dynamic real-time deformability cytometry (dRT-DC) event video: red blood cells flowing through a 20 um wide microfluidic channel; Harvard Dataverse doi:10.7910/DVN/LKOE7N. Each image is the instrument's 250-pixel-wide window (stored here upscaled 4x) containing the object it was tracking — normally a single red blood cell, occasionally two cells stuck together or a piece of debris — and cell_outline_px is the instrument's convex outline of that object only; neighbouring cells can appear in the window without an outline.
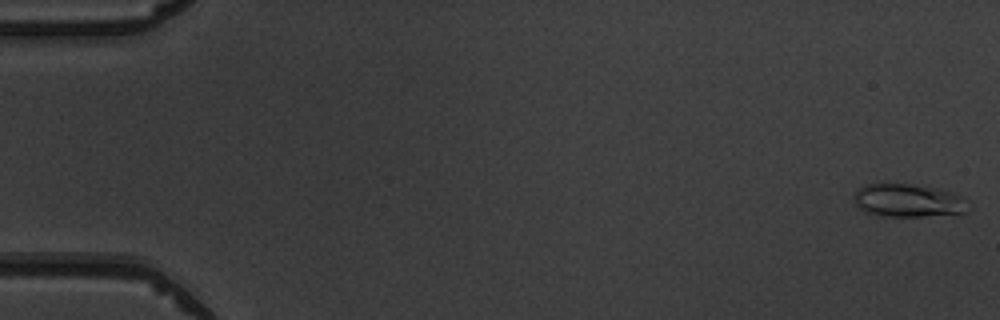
{"species": "common noctule bat (a hibernating species)", "species_latin": "Nyctalus noctula", "temperature_condition": "warm", "stored_images_in_passage": 6, "camera_frame_rate_fps": 3000, "um_per_image_px": 0.085, "animal": {"sex": "male", "body_mass_g": 19.5, "forearm_length_mm": 54.6}, "frame": {"image": 1, "passage_image": 1, "time_ms": 0.0, "image_size_px": [1000, 320], "cell_outline_px": [[968, 212], [924, 216], [884, 216], [864, 212], [852, 200], [852, 196], [856, 188], [864, 184], [880, 180], [936, 188], [952, 192], [964, 196]], "centroid_in_image_um": [77.08, 16.99], "position_along_channel_um": 7.9, "area_um2": 22.77}}
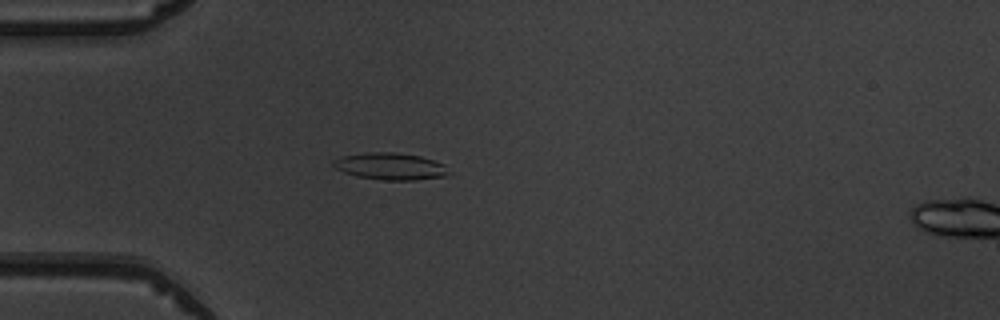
{"frame": {"image": 2, "passage_image": 5, "time_ms": 4.667, "image_size_px": [1000, 320], "cell_outline_px": [[452, 176], [416, 180], [384, 180], [356, 176], [344, 172], [336, 168], [332, 164], [332, 160], [340, 156], [368, 152], [392, 152], [420, 156], [444, 164]], "centroid_in_image_um": [33.2, 14.14], "position_along_channel_um": 51.8, "area_um2": 18.26}}